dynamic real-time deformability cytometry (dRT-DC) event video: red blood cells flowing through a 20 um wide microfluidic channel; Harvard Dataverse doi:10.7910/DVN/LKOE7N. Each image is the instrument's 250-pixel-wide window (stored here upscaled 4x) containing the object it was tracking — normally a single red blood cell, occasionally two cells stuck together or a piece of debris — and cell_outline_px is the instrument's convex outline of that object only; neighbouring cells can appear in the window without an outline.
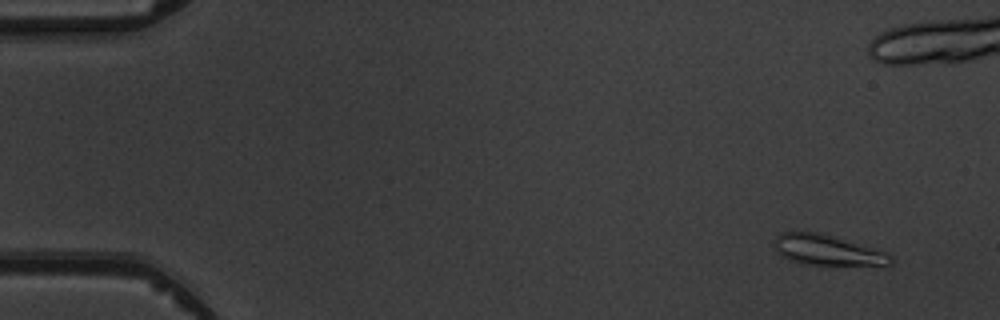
{"species": "common noctule bat (a hibernating species)", "species_latin": "Nyctalus noctula", "temperature_condition": "warm", "stored_images_in_passage": 7, "camera_frame_rate_fps": 3000, "um_per_image_px": 0.085, "animal": {"sex": "male", "body_mass_g": 19.5, "forearm_length_mm": 54.6}, "frame": {"image": 1, "passage_image": 1, "time_ms": 0.0, "image_size_px": [1000, 320], "cell_outline_px": [[892, 264], [800, 264], [788, 260], [780, 256], [776, 252], [776, 236], [780, 232], [816, 232], [832, 236], [876, 248], [888, 252], [892, 256]], "centroid_in_image_um": [70.29, 21.25], "position_along_channel_um": 14.7, "area_um2": 20.35}}